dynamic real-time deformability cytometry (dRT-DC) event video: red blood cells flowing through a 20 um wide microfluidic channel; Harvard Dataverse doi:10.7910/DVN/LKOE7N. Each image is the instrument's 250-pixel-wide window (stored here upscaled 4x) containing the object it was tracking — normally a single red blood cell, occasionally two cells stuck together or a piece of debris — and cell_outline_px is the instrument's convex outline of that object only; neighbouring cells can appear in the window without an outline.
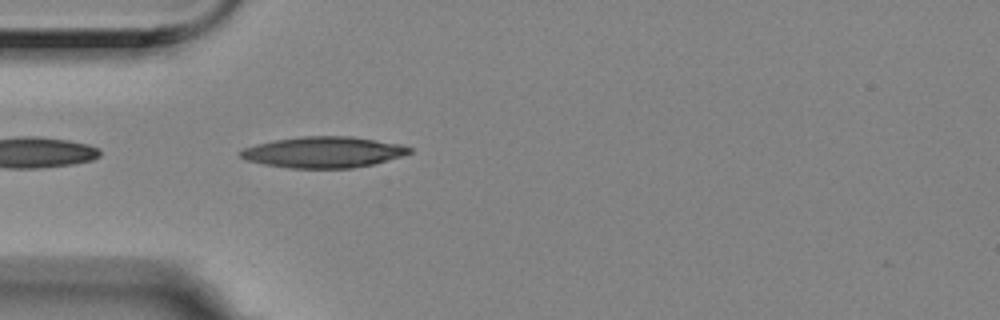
{"species": "Egyptian fruit bat (a non-hibernating species)", "species_latin": "Rousettus aegyptiacus", "temperature_condition": "room temperature", "stored_images_in_passage": 11, "camera_frame_rate_fps": 3000, "um_per_image_px": 0.085, "animal": {"sex": "female"}, "frame": {"image": 1, "passage_image": 2, "time_ms": 0.333, "image_size_px": [1000, 320], "cell_outline_px": [[412, 152], [400, 156], [372, 164], [352, 168], [288, 168], [264, 164], [244, 160], [240, 156], [240, 152], [244, 148], [256, 144], [272, 140], [300, 136], [352, 136], [400, 144], [412, 148]], "centroid_in_image_um": [27.46, 12.93], "position_along_channel_um": 57.5, "area_um2": 30.52}}